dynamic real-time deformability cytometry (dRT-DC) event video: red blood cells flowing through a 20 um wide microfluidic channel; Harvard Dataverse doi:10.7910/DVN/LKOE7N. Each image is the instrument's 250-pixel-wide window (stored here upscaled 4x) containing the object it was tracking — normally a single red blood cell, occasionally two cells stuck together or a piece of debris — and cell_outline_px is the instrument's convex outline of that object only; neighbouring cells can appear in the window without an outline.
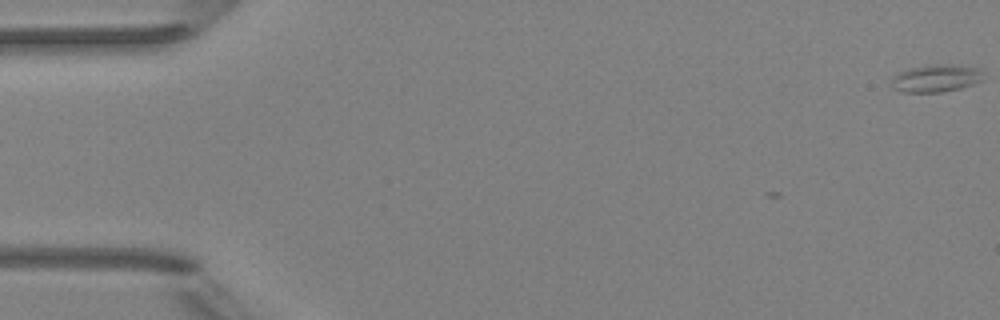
{"species": "Egyptian fruit bat (a non-hibernating species)", "species_latin": "Rousettus aegyptiacus", "temperature_condition": "room temperature", "stored_images_in_passage": 3, "camera_frame_rate_fps": 3000, "um_per_image_px": 0.085, "animal": {"sex": "female"}, "frame": {"image": 1, "passage_image": 3, "time_ms": 2.333, "image_size_px": [1000, 320], "cell_outline_px": [[984, 80], [960, 88], [944, 92], [904, 92], [892, 88], [892, 80], [900, 72], [908, 68], [928, 64], [952, 64], [984, 68]], "centroid_in_image_um": [79.65, 6.63], "position_along_channel_um": 5.4, "area_um2": 15.03}}